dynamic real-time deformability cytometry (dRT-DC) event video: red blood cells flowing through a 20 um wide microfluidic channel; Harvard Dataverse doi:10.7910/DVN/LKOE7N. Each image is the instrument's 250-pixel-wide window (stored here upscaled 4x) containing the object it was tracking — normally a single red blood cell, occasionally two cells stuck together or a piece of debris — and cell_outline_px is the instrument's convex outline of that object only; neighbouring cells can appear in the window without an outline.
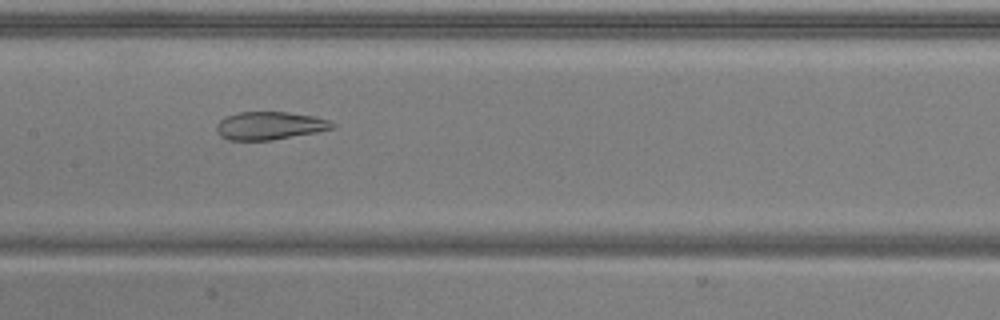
{"species": "common noctule bat (a hibernating species)", "species_latin": "Nyctalus noctula", "temperature_condition": "warm", "stored_images_in_passage": 45, "camera_frame_rate_fps": 3000, "um_per_image_px": 0.085, "animal": {"sex": "male", "body_mass_g": 20.5, "forearm_length_mm": 52.5}, "frame": {"image": 1, "passage_image": 19, "time_ms": 6.0, "image_size_px": [1000, 320], "cell_outline_px": [[336, 128], [316, 132], [272, 140], [228, 140], [220, 136], [216, 128], [216, 124], [220, 120], [228, 116], [240, 112], [288, 112], [312, 116], [328, 120], [336, 124]], "centroid_in_image_um": [22.93, 10.69], "position_along_channel_um": 184.5, "area_um2": 18.79}}
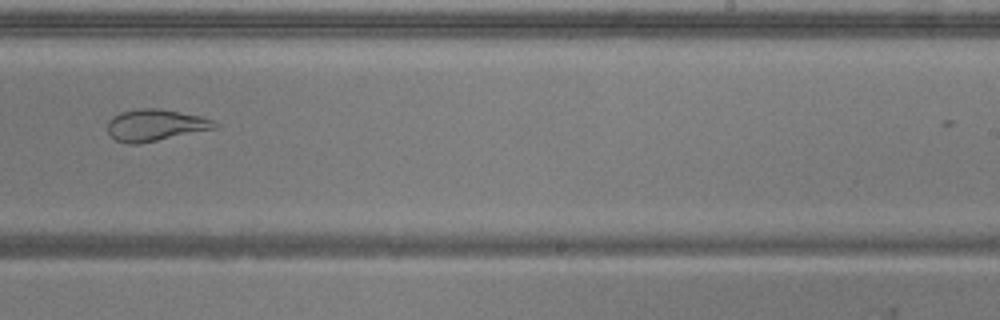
{"frame": {"image": 2, "passage_image": 26, "time_ms": 8.333, "image_size_px": [1000, 320], "cell_outline_px": [[220, 124], [216, 128], [136, 144], [128, 144], [116, 140], [108, 132], [108, 120], [112, 116], [120, 112], [140, 108], [160, 108], [200, 116], [212, 120]], "centroid_in_image_um": [13.18, 10.62], "position_along_channel_um": 275.8, "area_um2": 19.59}}
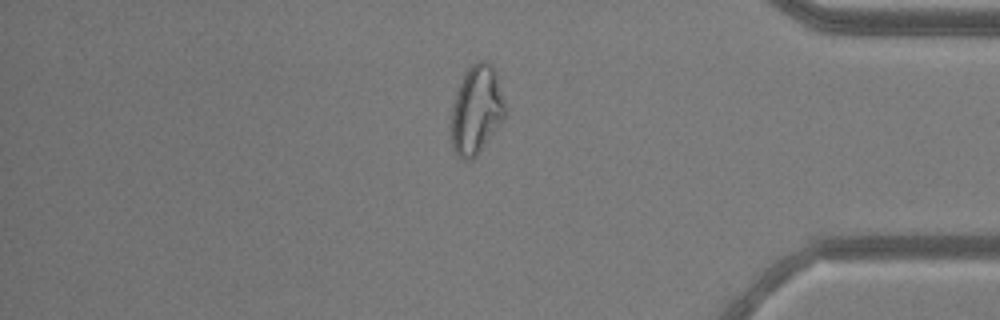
{"frame": {"image": 3, "passage_image": 37, "time_ms": 12.0, "image_size_px": [1000, 320], "cell_outline_px": [[504, 120], [476, 156], [472, 160], [464, 160], [456, 156], [452, 148], [448, 124], [456, 92], [468, 68], [476, 60], [484, 60], [492, 64], [496, 72], [504, 100]], "centroid_in_image_um": [40.46, 9.38], "position_along_channel_um": 394.7, "area_um2": 28.32}, "authors_computed_cell_mechanics": {"area_um2": 26.3568, "velocity_mm_per_s": 3.9342, "shape_relaxation_time_tau1_ms": null, "shape_relaxation_time_tau2_ms": 1.6213, "deformation_change_tau1": null, "deformation_change_tau2": 0.0815}}